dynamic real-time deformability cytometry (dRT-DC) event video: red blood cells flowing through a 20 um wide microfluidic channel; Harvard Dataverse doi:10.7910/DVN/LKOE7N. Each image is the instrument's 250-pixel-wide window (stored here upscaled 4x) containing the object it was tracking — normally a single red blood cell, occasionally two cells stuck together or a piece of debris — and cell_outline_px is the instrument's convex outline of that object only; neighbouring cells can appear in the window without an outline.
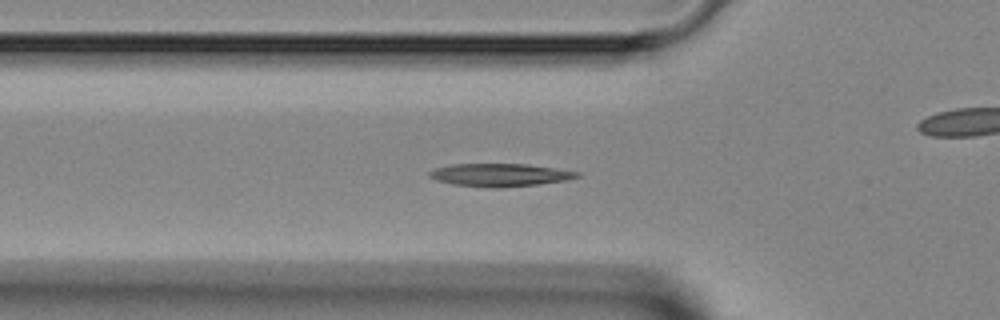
{"species": "Egyptian fruit bat (a non-hibernating species)", "species_latin": "Rousettus aegyptiacus", "temperature_condition": "room temperature", "stored_images_in_passage": 37, "camera_frame_rate_fps": 3000, "um_per_image_px": 0.085, "animal": {"sex": "female"}, "frame": {"image": 1, "passage_image": 4, "time_ms": 1.0, "image_size_px": [1000, 320], "cell_outline_px": [[580, 176], [564, 180], [536, 184], [500, 188], [492, 188], [456, 184], [436, 180], [428, 176], [428, 172], [436, 168], [448, 164], [528, 164], [580, 172]], "centroid_in_image_um": [42.46, 14.86], "position_along_channel_um": 83.3, "area_um2": 19.48}}
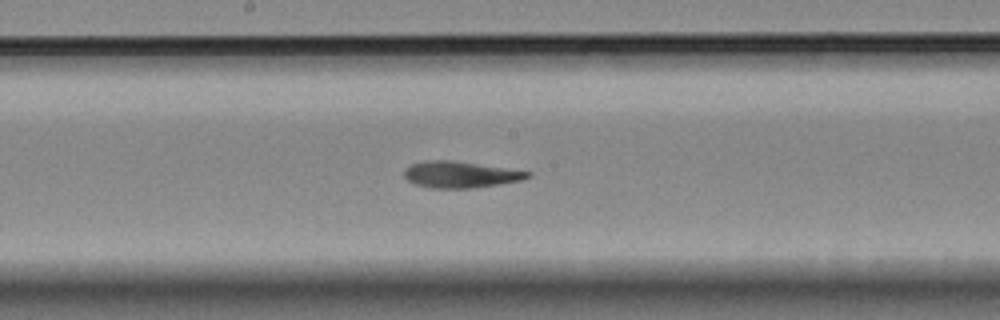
{"frame": {"image": 2, "passage_image": 13, "time_ms": 4.0, "image_size_px": [1000, 320], "cell_outline_px": [[532, 176], [520, 180], [476, 188], [428, 188], [416, 184], [408, 180], [404, 176], [404, 168], [412, 164], [428, 160], [452, 160], [532, 172]], "centroid_in_image_um": [39.11, 14.84], "position_along_channel_um": 209.1, "area_um2": 18.9}}
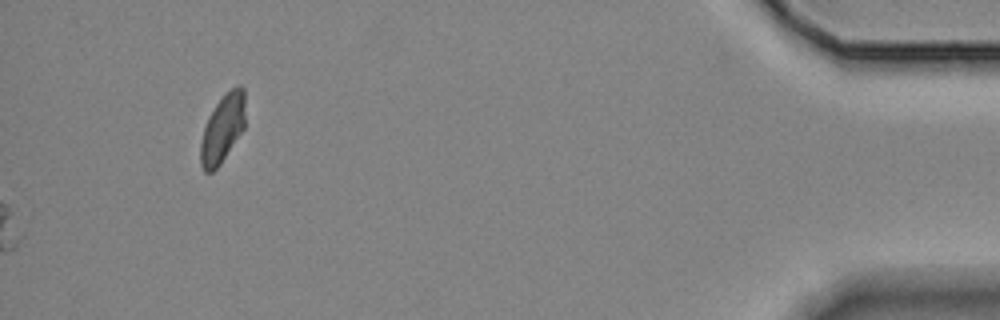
{"frame": {"image": 3, "passage_image": 37, "time_ms": 12.0, "image_size_px": [1000, 320], "cell_outline_px": [[244, 128], [220, 164], [212, 172], [204, 172], [200, 164], [200, 144], [204, 128], [208, 116], [216, 104], [236, 84], [240, 84], [244, 88]], "centroid_in_image_um": [18.9, 10.94], "position_along_channel_um": 416.3, "area_um2": 17.51}}